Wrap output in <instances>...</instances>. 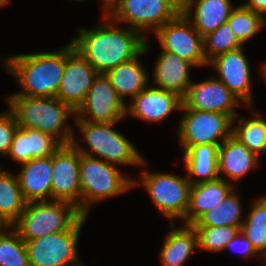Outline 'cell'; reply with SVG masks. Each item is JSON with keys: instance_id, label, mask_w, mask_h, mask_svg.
Segmentation results:
<instances>
[{"instance_id": "43", "label": "cell", "mask_w": 266, "mask_h": 266, "mask_svg": "<svg viewBox=\"0 0 266 266\" xmlns=\"http://www.w3.org/2000/svg\"><path fill=\"white\" fill-rule=\"evenodd\" d=\"M72 1H80V2H82V1H83V2H84V1H87V0H72Z\"/></svg>"}, {"instance_id": "33", "label": "cell", "mask_w": 266, "mask_h": 266, "mask_svg": "<svg viewBox=\"0 0 266 266\" xmlns=\"http://www.w3.org/2000/svg\"><path fill=\"white\" fill-rule=\"evenodd\" d=\"M197 233L198 248L209 253L224 251L227 243L240 231L233 226H193Z\"/></svg>"}, {"instance_id": "23", "label": "cell", "mask_w": 266, "mask_h": 266, "mask_svg": "<svg viewBox=\"0 0 266 266\" xmlns=\"http://www.w3.org/2000/svg\"><path fill=\"white\" fill-rule=\"evenodd\" d=\"M234 189L233 184L220 178L192 184L189 206L182 224H194L204 213L222 203Z\"/></svg>"}, {"instance_id": "27", "label": "cell", "mask_w": 266, "mask_h": 266, "mask_svg": "<svg viewBox=\"0 0 266 266\" xmlns=\"http://www.w3.org/2000/svg\"><path fill=\"white\" fill-rule=\"evenodd\" d=\"M240 198L233 190L222 203L204 213L192 226H233L240 229L244 221Z\"/></svg>"}, {"instance_id": "2", "label": "cell", "mask_w": 266, "mask_h": 266, "mask_svg": "<svg viewBox=\"0 0 266 266\" xmlns=\"http://www.w3.org/2000/svg\"><path fill=\"white\" fill-rule=\"evenodd\" d=\"M1 59L21 88L11 95L56 97L66 63V45L52 52L21 53Z\"/></svg>"}, {"instance_id": "7", "label": "cell", "mask_w": 266, "mask_h": 266, "mask_svg": "<svg viewBox=\"0 0 266 266\" xmlns=\"http://www.w3.org/2000/svg\"><path fill=\"white\" fill-rule=\"evenodd\" d=\"M139 174L138 180L133 179V189L142 184L157 210L170 223L174 219L182 220L189 206L192 185L187 176L148 172L147 169Z\"/></svg>"}, {"instance_id": "36", "label": "cell", "mask_w": 266, "mask_h": 266, "mask_svg": "<svg viewBox=\"0 0 266 266\" xmlns=\"http://www.w3.org/2000/svg\"><path fill=\"white\" fill-rule=\"evenodd\" d=\"M7 157L19 164H24L30 161L28 128H17Z\"/></svg>"}, {"instance_id": "32", "label": "cell", "mask_w": 266, "mask_h": 266, "mask_svg": "<svg viewBox=\"0 0 266 266\" xmlns=\"http://www.w3.org/2000/svg\"><path fill=\"white\" fill-rule=\"evenodd\" d=\"M204 55L209 63L216 56L244 47L228 23L203 37Z\"/></svg>"}, {"instance_id": "40", "label": "cell", "mask_w": 266, "mask_h": 266, "mask_svg": "<svg viewBox=\"0 0 266 266\" xmlns=\"http://www.w3.org/2000/svg\"><path fill=\"white\" fill-rule=\"evenodd\" d=\"M260 72L259 73H261V77H262V79L261 80H263V82L266 84V62H264V63H262L261 65H260Z\"/></svg>"}, {"instance_id": "25", "label": "cell", "mask_w": 266, "mask_h": 266, "mask_svg": "<svg viewBox=\"0 0 266 266\" xmlns=\"http://www.w3.org/2000/svg\"><path fill=\"white\" fill-rule=\"evenodd\" d=\"M218 148V144H204L192 146L183 152L187 178L191 184L219 179Z\"/></svg>"}, {"instance_id": "21", "label": "cell", "mask_w": 266, "mask_h": 266, "mask_svg": "<svg viewBox=\"0 0 266 266\" xmlns=\"http://www.w3.org/2000/svg\"><path fill=\"white\" fill-rule=\"evenodd\" d=\"M17 177L25 201L52 200V155L21 164Z\"/></svg>"}, {"instance_id": "9", "label": "cell", "mask_w": 266, "mask_h": 266, "mask_svg": "<svg viewBox=\"0 0 266 266\" xmlns=\"http://www.w3.org/2000/svg\"><path fill=\"white\" fill-rule=\"evenodd\" d=\"M86 218L82 215L68 230L24 241L30 266H84L77 246Z\"/></svg>"}, {"instance_id": "5", "label": "cell", "mask_w": 266, "mask_h": 266, "mask_svg": "<svg viewBox=\"0 0 266 266\" xmlns=\"http://www.w3.org/2000/svg\"><path fill=\"white\" fill-rule=\"evenodd\" d=\"M81 214L89 215L91 207L133 189V179L124 176L115 164L79 153Z\"/></svg>"}, {"instance_id": "20", "label": "cell", "mask_w": 266, "mask_h": 266, "mask_svg": "<svg viewBox=\"0 0 266 266\" xmlns=\"http://www.w3.org/2000/svg\"><path fill=\"white\" fill-rule=\"evenodd\" d=\"M235 8L231 0H183L181 13L204 37L226 23Z\"/></svg>"}, {"instance_id": "15", "label": "cell", "mask_w": 266, "mask_h": 266, "mask_svg": "<svg viewBox=\"0 0 266 266\" xmlns=\"http://www.w3.org/2000/svg\"><path fill=\"white\" fill-rule=\"evenodd\" d=\"M181 109L196 111H210L228 114L232 119L238 115L236 108L242 101L216 77L201 82H192L185 97L182 99Z\"/></svg>"}, {"instance_id": "10", "label": "cell", "mask_w": 266, "mask_h": 266, "mask_svg": "<svg viewBox=\"0 0 266 266\" xmlns=\"http://www.w3.org/2000/svg\"><path fill=\"white\" fill-rule=\"evenodd\" d=\"M177 136L182 153L192 146L220 145L232 135L233 119L225 113L181 109Z\"/></svg>"}, {"instance_id": "3", "label": "cell", "mask_w": 266, "mask_h": 266, "mask_svg": "<svg viewBox=\"0 0 266 266\" xmlns=\"http://www.w3.org/2000/svg\"><path fill=\"white\" fill-rule=\"evenodd\" d=\"M6 101L19 127L48 133L61 144L72 142L75 132L67 122L75 111L57 97L9 95Z\"/></svg>"}, {"instance_id": "29", "label": "cell", "mask_w": 266, "mask_h": 266, "mask_svg": "<svg viewBox=\"0 0 266 266\" xmlns=\"http://www.w3.org/2000/svg\"><path fill=\"white\" fill-rule=\"evenodd\" d=\"M240 231L253 244L256 251L266 258V195L251 204Z\"/></svg>"}, {"instance_id": "34", "label": "cell", "mask_w": 266, "mask_h": 266, "mask_svg": "<svg viewBox=\"0 0 266 266\" xmlns=\"http://www.w3.org/2000/svg\"><path fill=\"white\" fill-rule=\"evenodd\" d=\"M30 160L51 156L62 144L48 133L28 128Z\"/></svg>"}, {"instance_id": "31", "label": "cell", "mask_w": 266, "mask_h": 266, "mask_svg": "<svg viewBox=\"0 0 266 266\" xmlns=\"http://www.w3.org/2000/svg\"><path fill=\"white\" fill-rule=\"evenodd\" d=\"M227 23L242 44L252 39L266 26L265 19L260 14L247 9L243 4L236 6Z\"/></svg>"}, {"instance_id": "11", "label": "cell", "mask_w": 266, "mask_h": 266, "mask_svg": "<svg viewBox=\"0 0 266 266\" xmlns=\"http://www.w3.org/2000/svg\"><path fill=\"white\" fill-rule=\"evenodd\" d=\"M154 34L162 51L174 53L195 67L209 65L204 55L203 37L182 13L166 22Z\"/></svg>"}, {"instance_id": "12", "label": "cell", "mask_w": 266, "mask_h": 266, "mask_svg": "<svg viewBox=\"0 0 266 266\" xmlns=\"http://www.w3.org/2000/svg\"><path fill=\"white\" fill-rule=\"evenodd\" d=\"M126 104L118 97L105 73H98L74 120L91 123L120 122L126 118Z\"/></svg>"}, {"instance_id": "19", "label": "cell", "mask_w": 266, "mask_h": 266, "mask_svg": "<svg viewBox=\"0 0 266 266\" xmlns=\"http://www.w3.org/2000/svg\"><path fill=\"white\" fill-rule=\"evenodd\" d=\"M259 160L255 153L231 135L218 148L219 178L235 185L234 181H239L259 166ZM221 174H225L228 180Z\"/></svg>"}, {"instance_id": "35", "label": "cell", "mask_w": 266, "mask_h": 266, "mask_svg": "<svg viewBox=\"0 0 266 266\" xmlns=\"http://www.w3.org/2000/svg\"><path fill=\"white\" fill-rule=\"evenodd\" d=\"M18 127L16 118L9 109L0 113V155L2 157L8 155Z\"/></svg>"}, {"instance_id": "13", "label": "cell", "mask_w": 266, "mask_h": 266, "mask_svg": "<svg viewBox=\"0 0 266 266\" xmlns=\"http://www.w3.org/2000/svg\"><path fill=\"white\" fill-rule=\"evenodd\" d=\"M52 200L74 204L81 213L79 152L72 143L62 144L52 154Z\"/></svg>"}, {"instance_id": "37", "label": "cell", "mask_w": 266, "mask_h": 266, "mask_svg": "<svg viewBox=\"0 0 266 266\" xmlns=\"http://www.w3.org/2000/svg\"><path fill=\"white\" fill-rule=\"evenodd\" d=\"M237 250L240 252V254L242 255V258L244 257L245 259L247 258L249 260V258H252L253 256H260L262 257L254 248L253 244L248 240V238L241 232L239 231L232 240H230L224 251L225 250H230V251H234Z\"/></svg>"}, {"instance_id": "24", "label": "cell", "mask_w": 266, "mask_h": 266, "mask_svg": "<svg viewBox=\"0 0 266 266\" xmlns=\"http://www.w3.org/2000/svg\"><path fill=\"white\" fill-rule=\"evenodd\" d=\"M163 237V247L159 253L161 266H185L190 256L198 248L197 233L192 225L175 227Z\"/></svg>"}, {"instance_id": "42", "label": "cell", "mask_w": 266, "mask_h": 266, "mask_svg": "<svg viewBox=\"0 0 266 266\" xmlns=\"http://www.w3.org/2000/svg\"><path fill=\"white\" fill-rule=\"evenodd\" d=\"M9 0H0V8L7 5Z\"/></svg>"}, {"instance_id": "18", "label": "cell", "mask_w": 266, "mask_h": 266, "mask_svg": "<svg viewBox=\"0 0 266 266\" xmlns=\"http://www.w3.org/2000/svg\"><path fill=\"white\" fill-rule=\"evenodd\" d=\"M191 67L195 66L174 53L161 51L152 72L153 82L157 85L155 87L175 93L183 99L193 82Z\"/></svg>"}, {"instance_id": "6", "label": "cell", "mask_w": 266, "mask_h": 266, "mask_svg": "<svg viewBox=\"0 0 266 266\" xmlns=\"http://www.w3.org/2000/svg\"><path fill=\"white\" fill-rule=\"evenodd\" d=\"M82 214L72 203L61 200L26 203L12 227L24 240H33L68 230Z\"/></svg>"}, {"instance_id": "4", "label": "cell", "mask_w": 266, "mask_h": 266, "mask_svg": "<svg viewBox=\"0 0 266 266\" xmlns=\"http://www.w3.org/2000/svg\"><path fill=\"white\" fill-rule=\"evenodd\" d=\"M75 124L83 139L77 140L74 135L71 143L79 153L99 158L115 165L141 166L140 168H143L148 164L129 138L113 128L118 122L91 123L83 120H74ZM79 140L84 141L87 148L82 147Z\"/></svg>"}, {"instance_id": "30", "label": "cell", "mask_w": 266, "mask_h": 266, "mask_svg": "<svg viewBox=\"0 0 266 266\" xmlns=\"http://www.w3.org/2000/svg\"><path fill=\"white\" fill-rule=\"evenodd\" d=\"M0 266H30L26 244L12 226L0 233Z\"/></svg>"}, {"instance_id": "39", "label": "cell", "mask_w": 266, "mask_h": 266, "mask_svg": "<svg viewBox=\"0 0 266 266\" xmlns=\"http://www.w3.org/2000/svg\"><path fill=\"white\" fill-rule=\"evenodd\" d=\"M103 2V14H106L111 8H113L120 0H101Z\"/></svg>"}, {"instance_id": "1", "label": "cell", "mask_w": 266, "mask_h": 266, "mask_svg": "<svg viewBox=\"0 0 266 266\" xmlns=\"http://www.w3.org/2000/svg\"><path fill=\"white\" fill-rule=\"evenodd\" d=\"M92 29L80 28L72 37L74 49L97 73H106L119 64L137 57L145 48L146 37L131 28H120L107 14ZM117 24V25H116Z\"/></svg>"}, {"instance_id": "41", "label": "cell", "mask_w": 266, "mask_h": 266, "mask_svg": "<svg viewBox=\"0 0 266 266\" xmlns=\"http://www.w3.org/2000/svg\"><path fill=\"white\" fill-rule=\"evenodd\" d=\"M7 224L0 218V233L7 228Z\"/></svg>"}, {"instance_id": "8", "label": "cell", "mask_w": 266, "mask_h": 266, "mask_svg": "<svg viewBox=\"0 0 266 266\" xmlns=\"http://www.w3.org/2000/svg\"><path fill=\"white\" fill-rule=\"evenodd\" d=\"M182 9L183 0H120L106 14L116 23H126L128 28L146 37V32L154 33Z\"/></svg>"}, {"instance_id": "22", "label": "cell", "mask_w": 266, "mask_h": 266, "mask_svg": "<svg viewBox=\"0 0 266 266\" xmlns=\"http://www.w3.org/2000/svg\"><path fill=\"white\" fill-rule=\"evenodd\" d=\"M150 48L149 41L146 40L144 50L137 57L121 63L105 73L110 80V84L116 90L118 97L125 104H127L124 101L126 97H130L132 100L139 92L150 85V76L147 69H145L144 65L139 60Z\"/></svg>"}, {"instance_id": "17", "label": "cell", "mask_w": 266, "mask_h": 266, "mask_svg": "<svg viewBox=\"0 0 266 266\" xmlns=\"http://www.w3.org/2000/svg\"><path fill=\"white\" fill-rule=\"evenodd\" d=\"M126 104V116L149 123L162 122L173 111L181 110L182 98L161 88L147 86Z\"/></svg>"}, {"instance_id": "16", "label": "cell", "mask_w": 266, "mask_h": 266, "mask_svg": "<svg viewBox=\"0 0 266 266\" xmlns=\"http://www.w3.org/2000/svg\"><path fill=\"white\" fill-rule=\"evenodd\" d=\"M243 47L216 56L208 66L215 69L214 76L222 81L246 107L253 105L252 74Z\"/></svg>"}, {"instance_id": "26", "label": "cell", "mask_w": 266, "mask_h": 266, "mask_svg": "<svg viewBox=\"0 0 266 266\" xmlns=\"http://www.w3.org/2000/svg\"><path fill=\"white\" fill-rule=\"evenodd\" d=\"M26 203L17 175L0 166V218L12 226L24 211Z\"/></svg>"}, {"instance_id": "14", "label": "cell", "mask_w": 266, "mask_h": 266, "mask_svg": "<svg viewBox=\"0 0 266 266\" xmlns=\"http://www.w3.org/2000/svg\"><path fill=\"white\" fill-rule=\"evenodd\" d=\"M97 74L69 42L66 44V63L56 97L76 111L84 102Z\"/></svg>"}, {"instance_id": "38", "label": "cell", "mask_w": 266, "mask_h": 266, "mask_svg": "<svg viewBox=\"0 0 266 266\" xmlns=\"http://www.w3.org/2000/svg\"><path fill=\"white\" fill-rule=\"evenodd\" d=\"M242 4L254 13L260 14L266 22V0H248Z\"/></svg>"}, {"instance_id": "28", "label": "cell", "mask_w": 266, "mask_h": 266, "mask_svg": "<svg viewBox=\"0 0 266 266\" xmlns=\"http://www.w3.org/2000/svg\"><path fill=\"white\" fill-rule=\"evenodd\" d=\"M252 115L248 119L236 115L233 118L232 135L259 157L266 148V120L259 113ZM235 121L238 124L235 125Z\"/></svg>"}]
</instances>
